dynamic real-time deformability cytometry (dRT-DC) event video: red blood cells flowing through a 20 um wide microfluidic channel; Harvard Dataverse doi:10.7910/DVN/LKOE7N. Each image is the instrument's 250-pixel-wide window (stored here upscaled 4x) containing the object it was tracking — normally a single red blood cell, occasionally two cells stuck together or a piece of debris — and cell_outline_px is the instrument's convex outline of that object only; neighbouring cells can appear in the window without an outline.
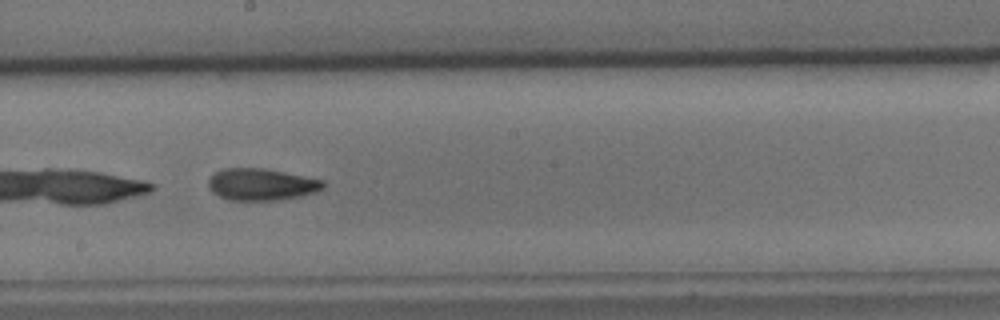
{"species": "common noctule bat (a hibernating species)", "species_latin": "Nyctalus noctula", "temperature_condition": "cold", "stored_images_in_passage": 27, "camera_frame_rate_fps": 3000, "um_per_image_px": 0.085, "animal": {"sex": "male", "body_mass_g": 15.6}, "frame": {"image": 1, "passage_image": 25, "time_ms": 8.0, "image_size_px": [1000, 320], "cell_outline_px": [[324, 188], [316, 192], [300, 196], [280, 200], [228, 200], [212, 192], [208, 188], [208, 180], [216, 172], [224, 168], [264, 168], [324, 180]], "centroid_in_image_um": [22.22, 15.68], "position_along_channel_um": 226.0, "area_um2": 21.33}}